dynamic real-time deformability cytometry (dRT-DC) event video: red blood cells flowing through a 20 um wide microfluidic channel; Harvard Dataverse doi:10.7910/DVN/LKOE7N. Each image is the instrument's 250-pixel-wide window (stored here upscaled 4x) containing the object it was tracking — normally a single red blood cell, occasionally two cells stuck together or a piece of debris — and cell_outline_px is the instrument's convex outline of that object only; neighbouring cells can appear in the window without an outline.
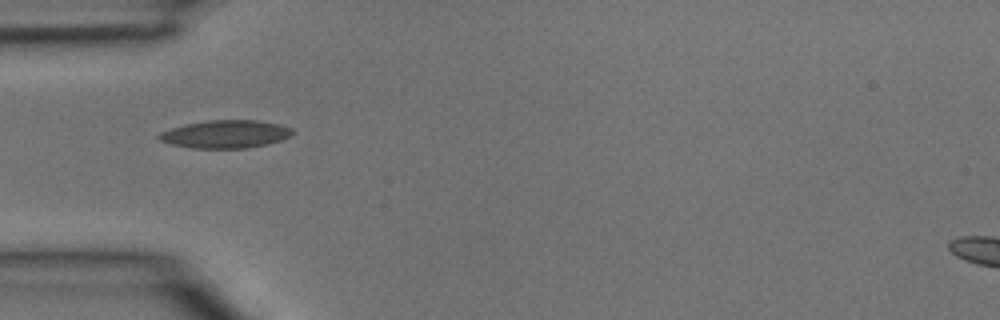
{"species": "common noctule bat (a hibernating species)", "species_latin": "Nyctalus noctula", "temperature_condition": "room temperature", "stored_images_in_passage": 2, "camera_frame_rate_fps": 3000, "um_per_image_px": 0.085, "animal": {"sex": "male", "body_mass_g": 15.6}, "frame": {"image": 1, "passage_image": 1, "time_ms": 0.0, "image_size_px": [1000, 320], "cell_outline_px": [[296, 132], [292, 136], [268, 144], [248, 148], [192, 148], [172, 144], [160, 140], [156, 136], [160, 132], [184, 124], [208, 120], [256, 120], [280, 124], [292, 128]], "centroid_in_image_um": [19.21, 11.4], "position_along_channel_um": 65.8, "area_um2": 21.85}}
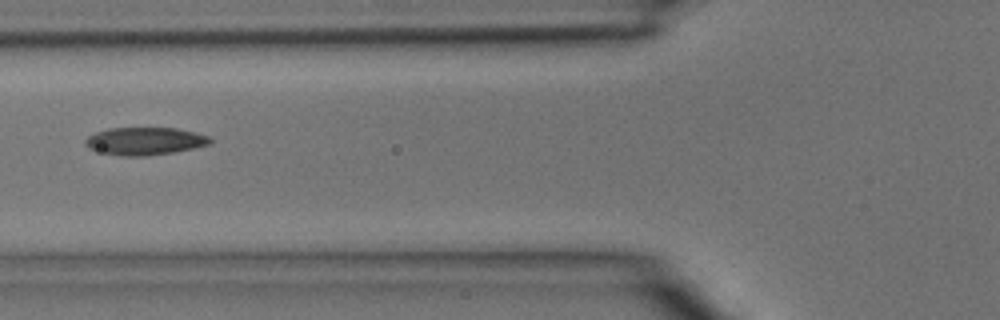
{"frame": {"image": 2, "passage_image": 2, "time_ms": 0.333, "image_size_px": [1000, 320], "cell_outline_px": [[212, 144], [172, 152], [144, 156], [120, 156], [88, 148], [84, 144], [84, 140], [88, 136], [96, 132], [108, 128], [176, 128], [196, 132], [208, 136], [212, 140]], "centroid_in_image_um": [12.31, 11.98], "position_along_channel_um": 113.5, "area_um2": 20.06}}